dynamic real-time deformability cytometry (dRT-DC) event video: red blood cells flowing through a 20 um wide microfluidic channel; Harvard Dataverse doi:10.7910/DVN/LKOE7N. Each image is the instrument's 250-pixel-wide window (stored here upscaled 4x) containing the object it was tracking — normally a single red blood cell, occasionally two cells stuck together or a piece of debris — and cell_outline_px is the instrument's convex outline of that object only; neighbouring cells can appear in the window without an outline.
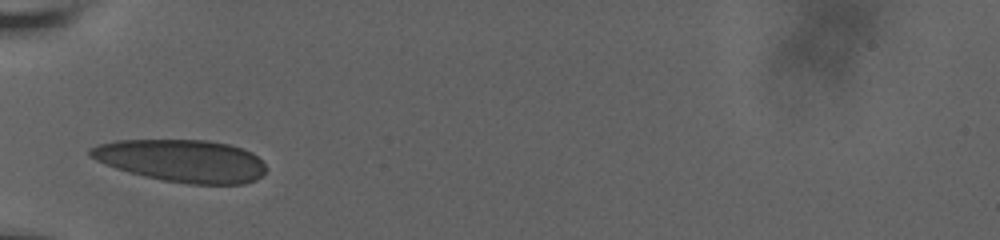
{"species": "human", "species_latin": "Homo sapiens", "temperature_condition": "room temperature", "stored_images_in_passage": 42, "camera_frame_rate_fps": 3000, "um_per_image_px": 0.085, "donor": {"sex": "male"}, "frame": {"image": 1, "passage_image": 1, "time_ms": 0.0, "image_size_px": [1000, 240], "cell_outline_px": [[268, 168], [256, 180], [244, 184], [188, 184], [164, 180], [144, 176], [116, 168], [104, 164], [88, 156], [88, 148], [96, 144], [116, 140], [208, 140], [228, 144], [244, 148], [252, 152]], "centroid_in_image_um": [15.44, 13.65], "position_along_channel_um": 69.6, "area_um2": 43.7}}
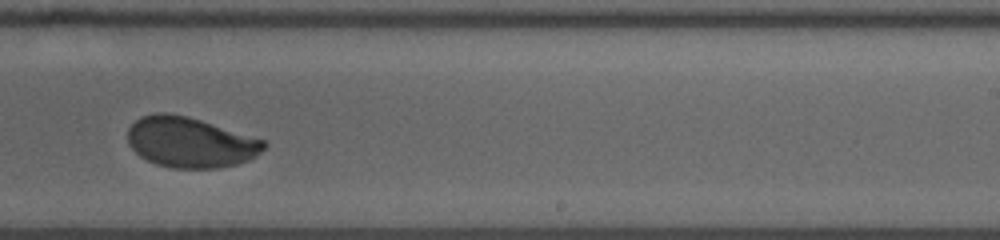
{"frame": {"image": 2, "passage_image": 23, "time_ms": 5.667, "image_size_px": [1000, 240], "cell_outline_px": [[268, 144], [256, 156], [248, 160], [236, 164], [216, 168], [172, 168], [156, 164], [140, 156], [128, 144], [128, 128], [140, 116], [156, 112], [168, 112], [188, 116], [264, 140]], "centroid_in_image_um": [16.14, 12.08], "position_along_channel_um": 272.9, "area_um2": 39.94}}
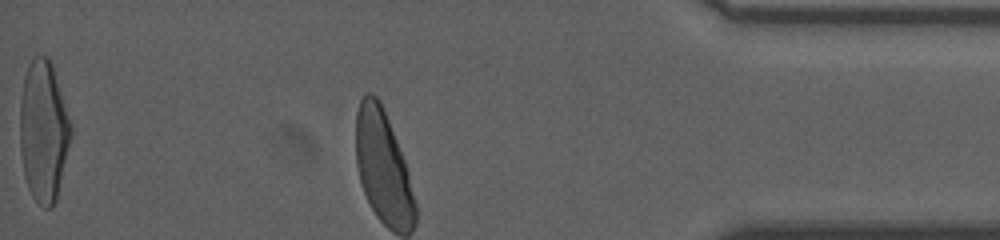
{"frame": {"image": 3, "passage_image": 41, "time_ms": 10.0, "image_size_px": [1000, 240], "cell_outline_px": [[72, 136], [56, 200], [52, 208], [44, 208], [32, 196], [28, 188], [24, 176], [20, 152], [20, 100], [24, 76], [28, 64], [36, 56], [48, 56], [52, 64], [72, 128]], "centroid_in_image_um": [3.69, 11.17], "position_along_channel_um": 431.5, "area_um2": 41.91}, "authors_computed_cell_mechanics": {"area_um2": 40.3733, "velocity_mm_per_s": 3.6509, "shape_relaxation_time_tau1_ms": 3.4558, "shape_relaxation_time_tau2_ms": null, "deformation_change_tau1": 0.1367, "deformation_change_tau2": null}}